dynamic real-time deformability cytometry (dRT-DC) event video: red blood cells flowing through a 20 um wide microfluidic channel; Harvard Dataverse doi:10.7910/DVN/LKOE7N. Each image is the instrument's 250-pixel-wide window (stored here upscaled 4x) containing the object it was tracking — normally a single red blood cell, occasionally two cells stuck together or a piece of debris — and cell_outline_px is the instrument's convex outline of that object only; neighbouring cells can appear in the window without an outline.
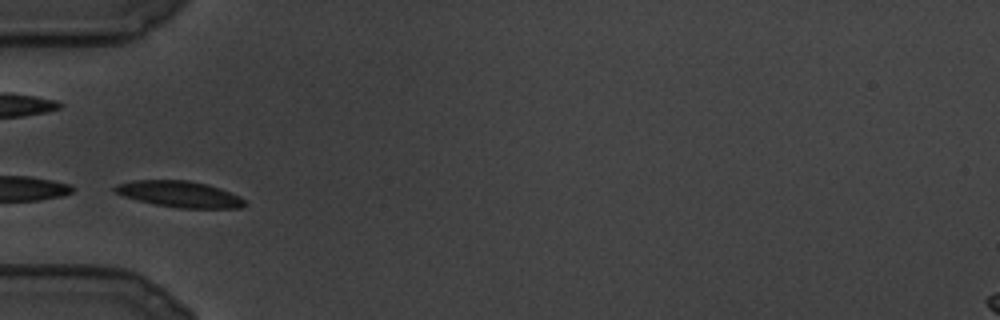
{"species": "common noctule bat (a hibernating species)", "species_latin": "Nyctalus noctula", "temperature_condition": "cold", "stored_images_in_passage": 6, "camera_frame_rate_fps": 3000, "um_per_image_px": 0.085, "animal": {"sex": "male", "body_mass_g": 19.5, "forearm_length_mm": 54.6}, "frame": {"image": 1, "passage_image": 1, "time_ms": 0.0, "image_size_px": [1000, 320], "cell_outline_px": [[244, 204], [240, 208], [180, 208], [156, 204], [124, 196], [112, 192], [112, 188], [116, 184], [132, 180], [188, 180], [208, 184], [220, 188], [240, 196], [244, 200]], "centroid_in_image_um": [15.23, 16.48], "position_along_channel_um": 69.8, "area_um2": 19.77}}